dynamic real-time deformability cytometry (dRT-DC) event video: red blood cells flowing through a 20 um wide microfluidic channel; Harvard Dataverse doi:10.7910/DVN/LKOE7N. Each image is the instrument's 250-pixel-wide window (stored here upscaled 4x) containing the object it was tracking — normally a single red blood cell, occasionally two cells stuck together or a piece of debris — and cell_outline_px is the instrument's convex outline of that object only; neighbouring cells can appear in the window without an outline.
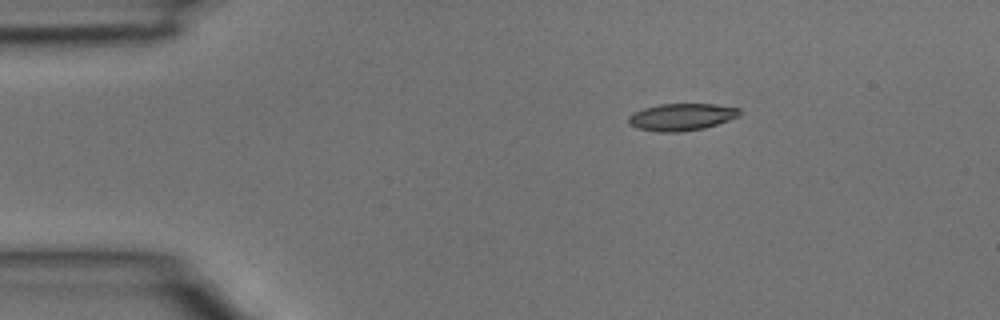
{"species": "common noctule bat (a hibernating species)", "species_latin": "Nyctalus noctula", "temperature_condition": "room temperature", "stored_images_in_passage": 3, "camera_frame_rate_fps": 3000, "um_per_image_px": 0.085, "animal": {"sex": "male", "body_mass_g": 15.6}, "frame": {"image": 1, "passage_image": 2, "time_ms": 0.333, "image_size_px": [1000, 320], "cell_outline_px": [[740, 116], [704, 128], [680, 132], [660, 132], [636, 128], [628, 124], [628, 116], [632, 112], [644, 108], [660, 104], [716, 104], [740, 108]], "centroid_in_image_um": [57.9, 9.94], "position_along_channel_um": 27.1, "area_um2": 17.63}}